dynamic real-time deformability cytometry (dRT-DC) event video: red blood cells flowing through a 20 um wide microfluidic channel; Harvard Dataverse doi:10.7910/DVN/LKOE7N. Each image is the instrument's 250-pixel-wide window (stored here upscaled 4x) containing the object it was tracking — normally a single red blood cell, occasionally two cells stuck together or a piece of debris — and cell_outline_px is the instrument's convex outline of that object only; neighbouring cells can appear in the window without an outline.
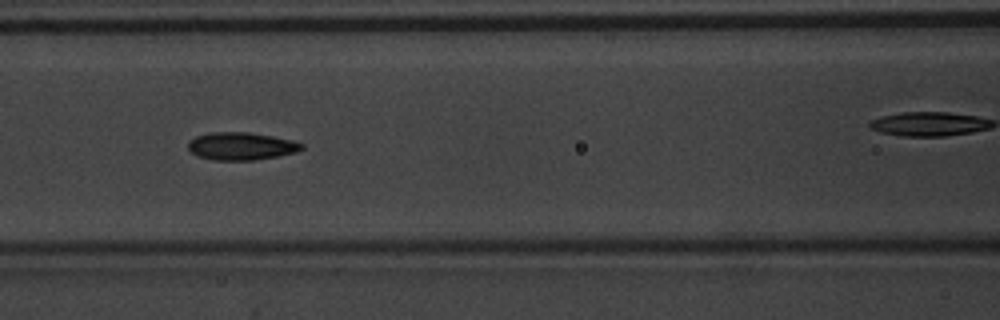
{"species": "common noctule bat (a hibernating species)", "species_latin": "Nyctalus noctula", "temperature_condition": "warm", "stored_images_in_passage": 9, "camera_frame_rate_fps": 3000, "um_per_image_px": 0.085, "animal": {"sex": "male", "body_mass_g": 20.1, "forearm_length_mm": 53.5}, "frame": {"image": 1, "passage_image": 6, "time_ms": 1.667, "image_size_px": [1000, 320], "cell_outline_px": [[304, 148], [296, 152], [276, 156], [252, 160], [212, 160], [196, 156], [188, 148], [188, 140], [196, 136], [212, 132], [248, 132], [272, 136], [292, 140], [304, 144]], "centroid_in_image_um": [20.48, 12.42], "position_along_channel_um": 146.1, "area_um2": 18.32}}